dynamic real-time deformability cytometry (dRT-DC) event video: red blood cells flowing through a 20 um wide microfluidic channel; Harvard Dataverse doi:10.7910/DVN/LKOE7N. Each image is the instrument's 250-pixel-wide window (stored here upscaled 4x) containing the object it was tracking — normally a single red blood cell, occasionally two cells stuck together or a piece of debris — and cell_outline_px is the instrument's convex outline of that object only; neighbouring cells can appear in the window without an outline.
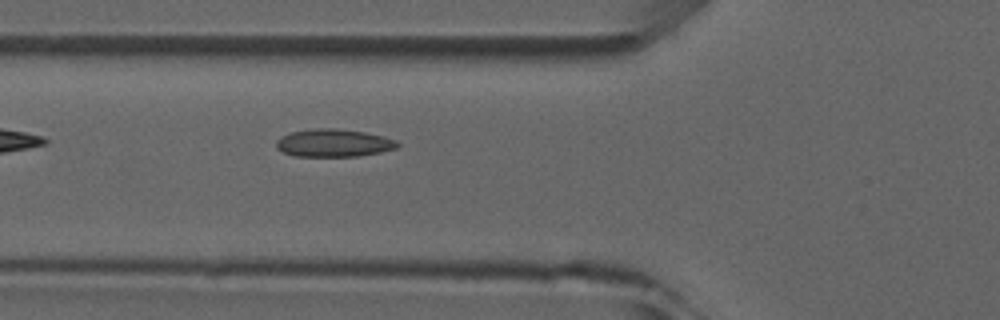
{"species": "common noctule bat (a hibernating species)", "species_latin": "Nyctalus noctula", "temperature_condition": "room temperature", "stored_images_in_passage": 4, "camera_frame_rate_fps": 3000, "um_per_image_px": 0.085, "animal": {"sex": "male", "forearm_length_mm": 52.5}, "frame": {"image": 1, "passage_image": 4, "time_ms": 4.333, "image_size_px": [1000, 320], "cell_outline_px": [[400, 144], [396, 148], [380, 152], [356, 156], [292, 156], [276, 148], [276, 140], [280, 136], [292, 132], [316, 128], [336, 128], [364, 132], [384, 136], [396, 140]], "centroid_in_image_um": [28.34, 12.15], "position_along_channel_um": 97.5, "area_um2": 19.59}}